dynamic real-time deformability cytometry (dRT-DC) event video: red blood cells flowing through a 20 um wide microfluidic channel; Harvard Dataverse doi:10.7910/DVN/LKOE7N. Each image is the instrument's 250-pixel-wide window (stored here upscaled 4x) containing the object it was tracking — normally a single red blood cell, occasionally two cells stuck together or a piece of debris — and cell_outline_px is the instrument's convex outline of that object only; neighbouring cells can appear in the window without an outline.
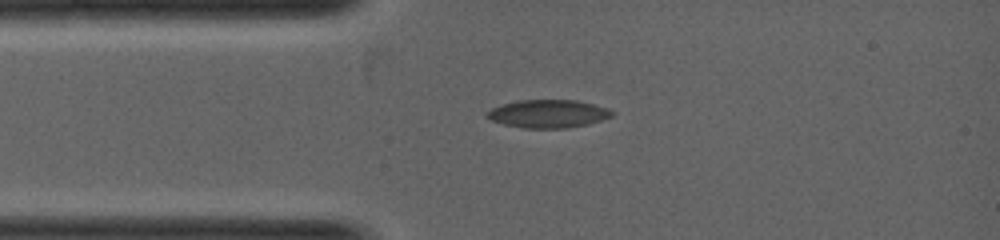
{"species": "common noctule bat (a hibernating species)", "species_latin": "Nyctalus noctula", "temperature_condition": "warm", "stored_images_in_passage": 2, "camera_frame_rate_fps": 5000, "um_per_image_px": 0.085, "animal": {"sex": "female", "body_mass_g": 19.0, "forearm_length_mm": 53.3}, "frame": {"image": 1, "passage_image": 2, "time_ms": 1.0, "image_size_px": [1000, 240], "cell_outline_px": [[612, 116], [588, 124], [568, 128], [524, 128], [504, 124], [492, 120], [484, 116], [484, 112], [500, 104], [520, 100], [576, 100], [608, 108], [612, 112]], "centroid_in_image_um": [46.53, 9.67], "position_along_channel_um": 38.5, "area_um2": 20.4}}